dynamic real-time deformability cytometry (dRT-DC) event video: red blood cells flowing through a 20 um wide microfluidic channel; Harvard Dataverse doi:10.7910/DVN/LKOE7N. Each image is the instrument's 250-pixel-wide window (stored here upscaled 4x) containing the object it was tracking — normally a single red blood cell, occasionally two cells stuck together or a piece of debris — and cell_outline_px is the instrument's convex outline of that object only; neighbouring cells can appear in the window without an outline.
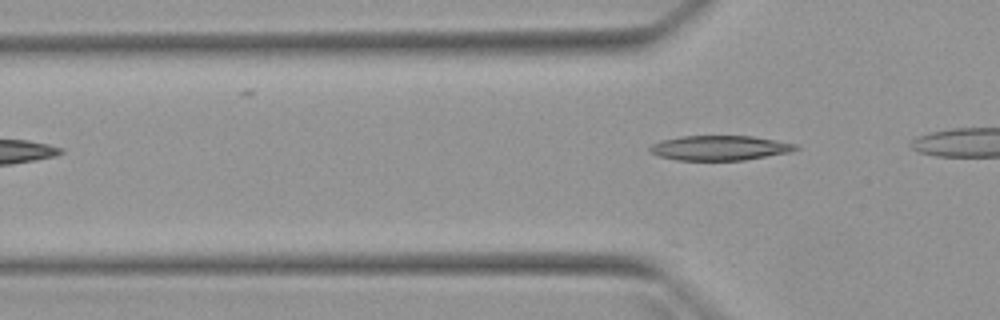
{"species": "Egyptian fruit bat (a non-hibernating species)", "species_latin": "Rousettus aegyptiacus", "temperature_condition": "warm", "stored_images_in_passage": 3, "camera_frame_rate_fps": 3000, "um_per_image_px": 0.085, "animal": {"sex": "female"}, "frame": {"image": 1, "passage_image": 3, "time_ms": 3.0, "image_size_px": [1000, 320], "cell_outline_px": [[800, 148], [788, 152], [744, 160], [676, 160], [660, 156], [648, 152], [648, 148], [652, 144], [660, 140], [680, 136], [752, 136], [796, 144]], "centroid_in_image_um": [61.11, 12.57], "position_along_channel_um": 64.7, "area_um2": 20.98}}